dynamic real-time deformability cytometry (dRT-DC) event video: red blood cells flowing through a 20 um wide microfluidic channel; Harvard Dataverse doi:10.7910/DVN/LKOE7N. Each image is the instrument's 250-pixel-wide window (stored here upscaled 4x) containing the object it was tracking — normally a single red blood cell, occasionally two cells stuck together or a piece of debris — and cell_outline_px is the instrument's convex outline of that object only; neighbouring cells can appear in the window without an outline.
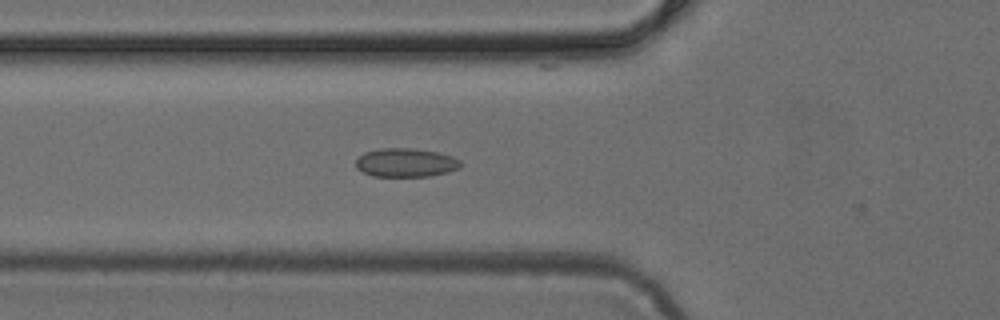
{"species": "common noctule bat (a hibernating species)", "species_latin": "Nyctalus noctula", "temperature_condition": "cold", "stored_images_in_passage": 13, "camera_frame_rate_fps": 3000, "um_per_image_px": 0.085, "animal": {"sex": "female", "body_mass_g": 24.6, "forearm_length_mm": 56.2}, "frame": {"image": 1, "passage_image": 9, "time_ms": 2.667, "image_size_px": [1000, 320], "cell_outline_px": [[460, 168], [448, 172], [432, 176], [372, 176], [356, 168], [356, 160], [364, 152], [380, 148], [412, 148], [436, 152], [452, 156], [460, 160]], "centroid_in_image_um": [34.49, 13.82], "position_along_channel_um": 91.3, "area_um2": 17.51}}
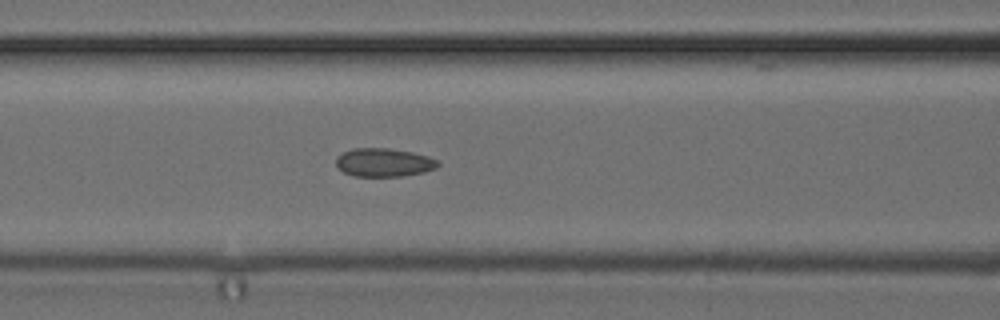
{"frame": {"image": 2, "passage_image": 12, "time_ms": 3.667, "image_size_px": [1000, 320], "cell_outline_px": [[440, 164], [436, 168], [424, 172], [404, 176], [356, 176], [344, 172], [336, 164], [336, 156], [352, 148], [388, 148], [412, 152], [428, 156], [436, 160]], "centroid_in_image_um": [32.63, 13.8], "position_along_channel_um": 134.0, "area_um2": 16.82}}